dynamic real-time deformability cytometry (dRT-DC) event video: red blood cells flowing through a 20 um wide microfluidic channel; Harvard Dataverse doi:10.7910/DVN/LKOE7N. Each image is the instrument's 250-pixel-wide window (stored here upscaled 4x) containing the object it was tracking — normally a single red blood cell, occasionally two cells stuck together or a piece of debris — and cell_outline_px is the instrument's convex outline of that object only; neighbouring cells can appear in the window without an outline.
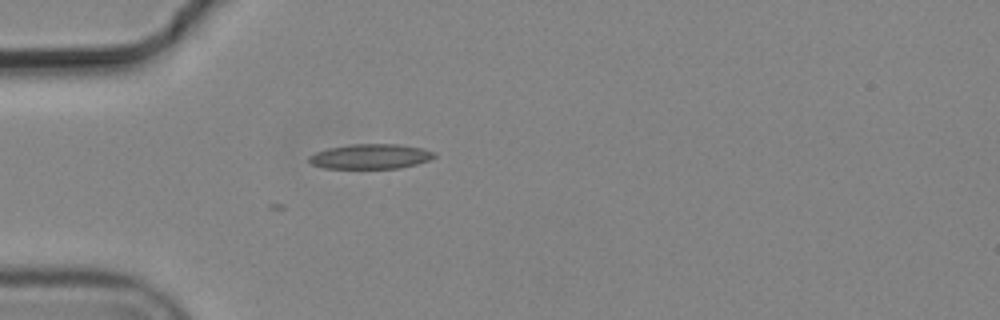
{"species": "common noctule bat (a hibernating species)", "species_latin": "Nyctalus noctula", "temperature_condition": "cold", "stored_images_in_passage": 4, "camera_frame_rate_fps": 3000, "um_per_image_px": 0.085, "animal": {"sex": "male", "body_mass_g": 19.2, "forearm_length_mm": 51.8}, "frame": {"image": 1, "passage_image": 4, "time_ms": 1.0, "image_size_px": [1000, 320], "cell_outline_px": [[436, 156], [428, 160], [416, 164], [400, 168], [324, 168], [312, 164], [308, 160], [308, 156], [316, 152], [328, 148], [348, 144], [396, 144], [424, 148], [432, 152]], "centroid_in_image_um": [31.47, 13.29], "position_along_channel_um": 53.5, "area_um2": 18.09}}